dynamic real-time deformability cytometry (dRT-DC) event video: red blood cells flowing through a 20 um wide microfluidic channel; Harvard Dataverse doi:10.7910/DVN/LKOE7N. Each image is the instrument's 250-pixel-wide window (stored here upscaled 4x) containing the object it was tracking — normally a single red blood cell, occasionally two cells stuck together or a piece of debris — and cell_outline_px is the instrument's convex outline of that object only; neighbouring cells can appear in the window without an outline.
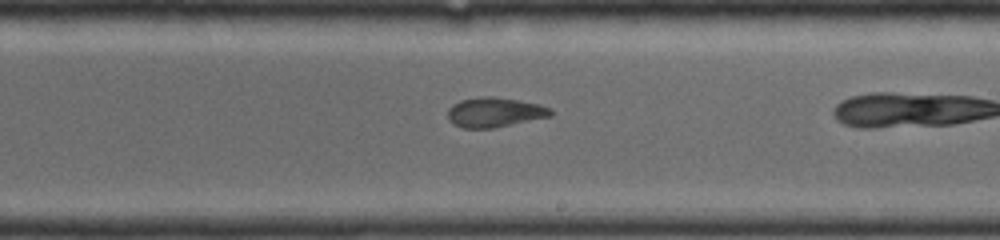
{"species": "common noctule bat (a hibernating species)", "species_latin": "Nyctalus noctula", "temperature_condition": "room temperature", "stored_images_in_passage": 27, "segment_of_instrument_passage": [1, 2], "camera_frame_rate_fps": 4000, "um_per_image_px": 0.085, "animal": {"sex": "female", "body_mass_g": 19.0, "forearm_length_mm": 56.7}, "frame": {"image": 1, "passage_image": 16, "time_ms": 4.5, "image_size_px": [1000, 240], "cell_outline_px": [[552, 116], [492, 128], [464, 128], [452, 124], [448, 120], [448, 108], [452, 104], [460, 100], [480, 96], [492, 96], [540, 104], [552, 108]], "centroid_in_image_um": [42.02, 9.54], "position_along_channel_um": 247.0, "area_um2": 17.92}}